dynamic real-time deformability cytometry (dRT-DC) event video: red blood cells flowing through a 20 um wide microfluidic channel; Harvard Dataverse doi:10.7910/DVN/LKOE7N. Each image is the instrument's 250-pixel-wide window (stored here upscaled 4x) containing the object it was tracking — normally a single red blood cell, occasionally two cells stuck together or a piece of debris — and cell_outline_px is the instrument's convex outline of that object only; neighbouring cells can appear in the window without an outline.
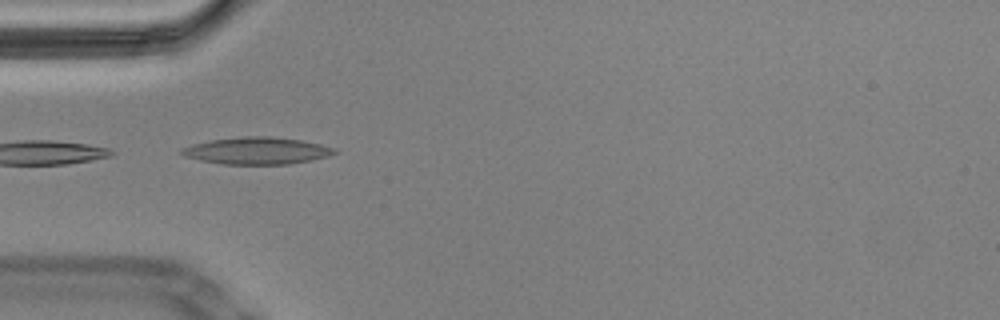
{"species": "Egyptian fruit bat (a non-hibernating species)", "species_latin": "Rousettus aegyptiacus", "temperature_condition": "cold", "stored_images_in_passage": 39, "camera_frame_rate_fps": 3000, "um_per_image_px": 0.085, "animal": {"sex": "male"}, "frame": {"image": 1, "passage_image": 1, "time_ms": 0.0, "image_size_px": [1000, 320], "cell_outline_px": [[336, 152], [328, 156], [312, 160], [288, 164], [224, 164], [200, 160], [184, 156], [180, 152], [180, 148], [192, 144], [212, 140], [244, 136], [268, 136], [300, 140], [320, 144], [336, 148]], "centroid_in_image_um": [21.82, 12.81], "position_along_channel_um": 63.2, "area_um2": 23.93}}
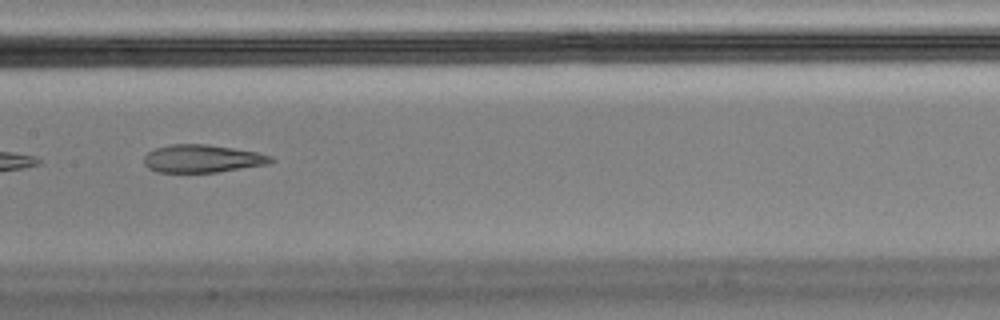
{"frame": {"image": 2, "passage_image": 12, "time_ms": 3.667, "image_size_px": [1000, 320], "cell_outline_px": [[276, 160], [268, 164], [216, 172], [156, 172], [148, 168], [144, 164], [144, 156], [148, 152], [156, 148], [168, 144], [208, 144], [256, 152], [272, 156]], "centroid_in_image_um": [17.18, 13.48], "position_along_channel_um": 190.2, "area_um2": 20.58}, "authors_computed_cell_mechanics": {"area_um2": 22.253, "velocity_mm_per_s": 3.4664, "shape_relaxation_time_tau1_ms": null, "shape_relaxation_time_tau2_ms": 3.2999, "deformation_change_tau1": null, "deformation_change_tau2": 0.1318}}